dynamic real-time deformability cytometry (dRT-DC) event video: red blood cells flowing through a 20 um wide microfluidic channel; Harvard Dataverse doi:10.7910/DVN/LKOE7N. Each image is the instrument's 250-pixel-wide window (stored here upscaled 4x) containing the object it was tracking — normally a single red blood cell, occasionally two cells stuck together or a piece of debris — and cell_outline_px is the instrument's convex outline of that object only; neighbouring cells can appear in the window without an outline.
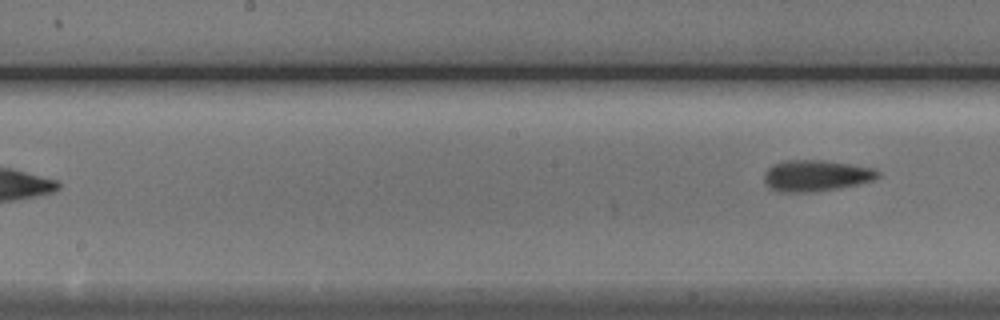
{"species": "Egyptian fruit bat (a non-hibernating species)", "species_latin": "Rousettus aegyptiacus", "temperature_condition": "cold", "stored_images_in_passage": 9, "segment_of_instrument_passage": [2, 2], "camera_frame_rate_fps": 3000, "um_per_image_px": 0.085, "animal": {"sex": "male"}, "frame": {"image": 1, "passage_image": 9, "time_ms": 9.333, "image_size_px": [1000, 320], "cell_outline_px": [[880, 176], [872, 180], [840, 188], [812, 192], [780, 192], [772, 188], [764, 180], [764, 172], [772, 164], [788, 160], [820, 160], [848, 164], [872, 168], [880, 172]], "centroid_in_image_um": [69.34, 14.93], "position_along_channel_um": 178.9, "area_um2": 20.46}}